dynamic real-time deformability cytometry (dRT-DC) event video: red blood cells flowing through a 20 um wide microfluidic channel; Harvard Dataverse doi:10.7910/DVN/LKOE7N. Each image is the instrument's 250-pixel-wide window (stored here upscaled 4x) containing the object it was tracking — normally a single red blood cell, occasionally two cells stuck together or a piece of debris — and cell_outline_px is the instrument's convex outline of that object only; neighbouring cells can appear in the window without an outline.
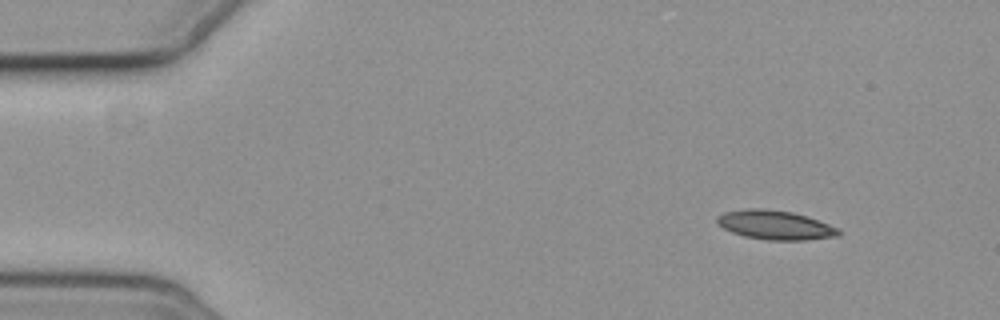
{"species": "common noctule bat (a hibernating species)", "species_latin": "Nyctalus noctula", "temperature_condition": "cold", "stored_images_in_passage": 4, "camera_frame_rate_fps": 3000, "um_per_image_px": 0.085, "animal": {"sex": "female", "body_mass_g": 19.3, "forearm_length_mm": 54.1}, "frame": {"image": 1, "passage_image": 1, "time_ms": 0.0, "image_size_px": [1000, 320], "cell_outline_px": [[840, 236], [804, 240], [768, 240], [744, 236], [732, 232], [716, 224], [716, 216], [724, 212], [744, 208], [764, 208], [792, 212], [840, 228]], "centroid_in_image_um": [65.85, 19.12], "position_along_channel_um": 19.1, "area_um2": 20.69}}
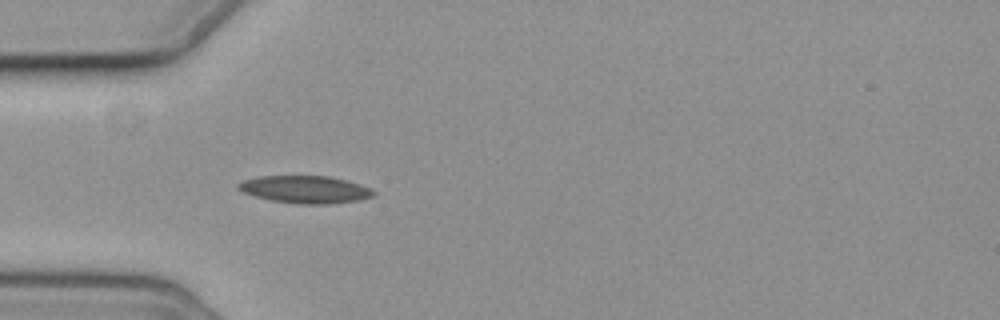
{"frame": {"image": 2, "passage_image": 4, "time_ms": 3.667, "image_size_px": [1000, 320], "cell_outline_px": [[376, 192], [372, 196], [360, 200], [328, 204], [296, 204], [272, 200], [256, 196], [244, 192], [236, 188], [236, 184], [244, 180], [260, 176], [328, 176], [344, 180], [368, 188]], "centroid_in_image_um": [25.9, 16.11], "position_along_channel_um": 59.1, "area_um2": 21.33}}